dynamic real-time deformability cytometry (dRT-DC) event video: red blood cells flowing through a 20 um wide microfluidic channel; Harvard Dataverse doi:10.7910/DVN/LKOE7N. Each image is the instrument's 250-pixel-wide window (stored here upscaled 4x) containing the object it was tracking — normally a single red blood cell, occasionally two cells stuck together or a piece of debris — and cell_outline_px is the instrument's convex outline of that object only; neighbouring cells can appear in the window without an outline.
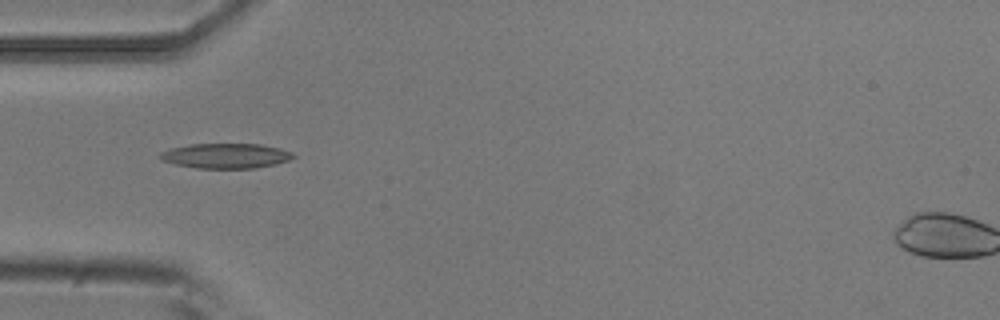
{"species": "common noctule bat (a hibernating species)", "species_latin": "Nyctalus noctula", "temperature_condition": "room temperature", "stored_images_in_passage": 7, "camera_frame_rate_fps": 3000, "um_per_image_px": 0.085, "animal": {"sex": "male", "body_mass_g": 20.5, "forearm_length_mm": 52.5}, "frame": {"image": 1, "passage_image": 5, "time_ms": 1.333, "image_size_px": [1000, 320], "cell_outline_px": [[296, 156], [288, 160], [276, 164], [256, 168], [196, 168], [176, 164], [160, 160], [160, 152], [172, 148], [192, 144], [260, 144], [280, 148], [292, 152]], "centroid_in_image_um": [19.21, 13.24], "position_along_channel_um": 65.8, "area_um2": 19.31}}
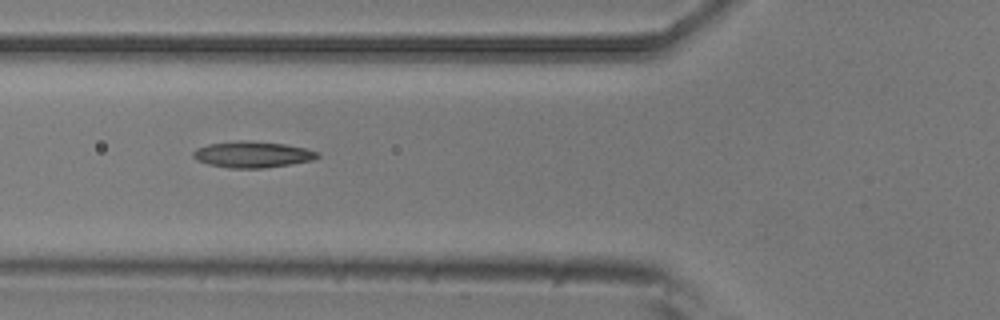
{"frame": {"image": 2, "passage_image": 6, "time_ms": 1.667, "image_size_px": [1000, 320], "cell_outline_px": [[320, 156], [312, 160], [264, 168], [228, 168], [208, 164], [196, 160], [192, 156], [192, 152], [196, 148], [208, 144], [240, 140], [284, 144], [308, 148], [320, 152]], "centroid_in_image_um": [21.45, 13.13], "position_along_channel_um": 104.4, "area_um2": 19.02}}
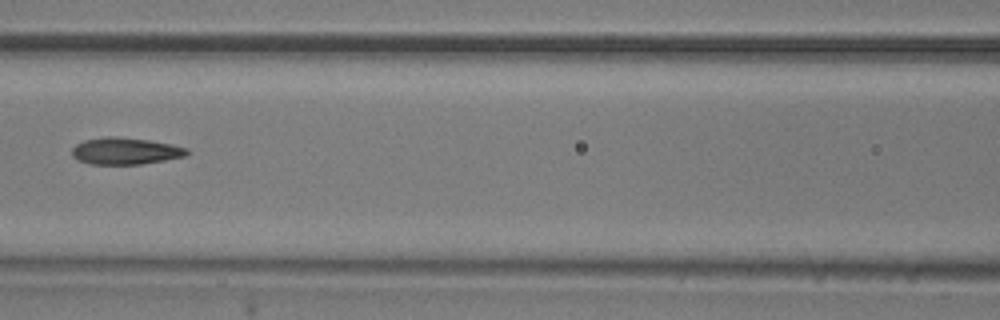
{"frame": {"image": 3, "passage_image": 7, "time_ms": 2.0, "image_size_px": [1000, 320], "cell_outline_px": [[188, 152], [184, 156], [164, 160], [140, 164], [88, 164], [76, 160], [72, 156], [72, 148], [76, 144], [84, 140], [108, 136], [116, 136], [148, 140], [172, 144], [188, 148]], "centroid_in_image_um": [10.61, 12.83], "position_along_channel_um": 156.0, "area_um2": 17.98}}